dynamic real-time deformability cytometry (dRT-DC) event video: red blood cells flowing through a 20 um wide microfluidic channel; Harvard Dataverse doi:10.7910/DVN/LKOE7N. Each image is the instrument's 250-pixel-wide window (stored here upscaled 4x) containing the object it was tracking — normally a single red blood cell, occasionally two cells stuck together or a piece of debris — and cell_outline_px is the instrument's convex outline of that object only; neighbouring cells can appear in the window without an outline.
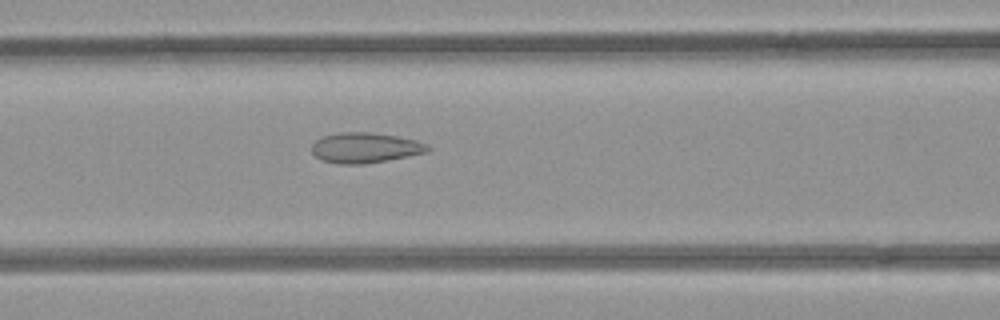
{"species": "common noctule bat (a hibernating species)", "species_latin": "Nyctalus noctula", "temperature_condition": "room temperature", "stored_images_in_passage": 37, "camera_frame_rate_fps": 3000, "um_per_image_px": 0.085, "animal": {"sex": "female", "body_mass_g": 21.9}, "frame": {"image": 1, "passage_image": 7, "time_ms": 2.0, "image_size_px": [1000, 320], "cell_outline_px": [[432, 148], [428, 152], [388, 160], [364, 164], [340, 164], [320, 160], [312, 152], [312, 144], [316, 140], [324, 136], [340, 132], [368, 132], [396, 136], [416, 140], [428, 144]], "centroid_in_image_um": [31.05, 12.56], "position_along_channel_um": 135.5, "area_um2": 20.52}}
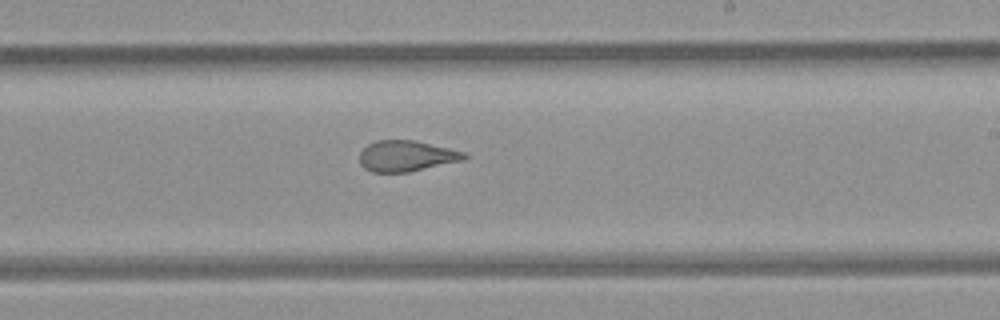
{"frame": {"image": 2, "passage_image": 16, "time_ms": 5.0, "image_size_px": [1000, 320], "cell_outline_px": [[468, 156], [464, 160], [408, 172], [372, 172], [364, 168], [360, 164], [360, 152], [368, 144], [376, 140], [416, 140], [464, 152]], "centroid_in_image_um": [34.53, 13.26], "position_along_channel_um": 254.5, "area_um2": 18.79}}
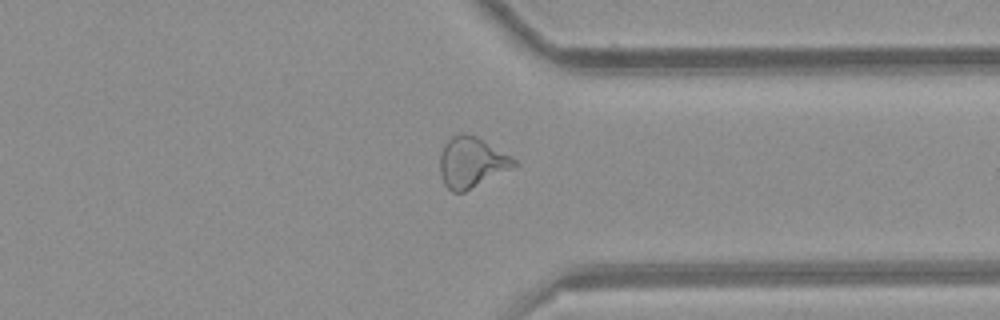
{"frame": {"image": 3, "passage_image": 25, "time_ms": 8.0, "image_size_px": [1000, 320], "cell_outline_px": [[520, 164], [464, 192], [452, 192], [444, 184], [440, 176], [440, 156], [444, 144], [452, 136], [460, 132], [464, 132], [476, 136], [512, 156]], "centroid_in_image_um": [40.08, 13.79], "position_along_channel_um": 371.3, "area_um2": 21.91}, "authors_computed_cell_mechanics": {"area_um2": 20.4612, "velocity_mm_per_s": 3.9673, "shape_relaxation_time_tau1_ms": null, "shape_relaxation_time_tau2_ms": 1.3852, "deformation_change_tau1": null, "deformation_change_tau2": 0.0965}}